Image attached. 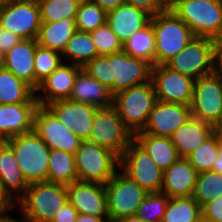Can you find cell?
I'll list each match as a JSON object with an SVG mask.
<instances>
[{
	"label": "cell",
	"instance_id": "cell-44",
	"mask_svg": "<svg viewBox=\"0 0 222 222\" xmlns=\"http://www.w3.org/2000/svg\"><path fill=\"white\" fill-rule=\"evenodd\" d=\"M22 38L0 26V52L4 55Z\"/></svg>",
	"mask_w": 222,
	"mask_h": 222
},
{
	"label": "cell",
	"instance_id": "cell-49",
	"mask_svg": "<svg viewBox=\"0 0 222 222\" xmlns=\"http://www.w3.org/2000/svg\"><path fill=\"white\" fill-rule=\"evenodd\" d=\"M109 220L110 218H100L93 215L78 214L76 222H106Z\"/></svg>",
	"mask_w": 222,
	"mask_h": 222
},
{
	"label": "cell",
	"instance_id": "cell-33",
	"mask_svg": "<svg viewBox=\"0 0 222 222\" xmlns=\"http://www.w3.org/2000/svg\"><path fill=\"white\" fill-rule=\"evenodd\" d=\"M202 216L201 206L189 197L169 198L161 222H198Z\"/></svg>",
	"mask_w": 222,
	"mask_h": 222
},
{
	"label": "cell",
	"instance_id": "cell-46",
	"mask_svg": "<svg viewBox=\"0 0 222 222\" xmlns=\"http://www.w3.org/2000/svg\"><path fill=\"white\" fill-rule=\"evenodd\" d=\"M77 216V210L68 201L51 222H76Z\"/></svg>",
	"mask_w": 222,
	"mask_h": 222
},
{
	"label": "cell",
	"instance_id": "cell-24",
	"mask_svg": "<svg viewBox=\"0 0 222 222\" xmlns=\"http://www.w3.org/2000/svg\"><path fill=\"white\" fill-rule=\"evenodd\" d=\"M151 17L144 10L123 3L116 9L107 12V24L119 40L124 43L136 31L147 26Z\"/></svg>",
	"mask_w": 222,
	"mask_h": 222
},
{
	"label": "cell",
	"instance_id": "cell-11",
	"mask_svg": "<svg viewBox=\"0 0 222 222\" xmlns=\"http://www.w3.org/2000/svg\"><path fill=\"white\" fill-rule=\"evenodd\" d=\"M0 26L22 39H36L41 27L37 0H5L0 12Z\"/></svg>",
	"mask_w": 222,
	"mask_h": 222
},
{
	"label": "cell",
	"instance_id": "cell-40",
	"mask_svg": "<svg viewBox=\"0 0 222 222\" xmlns=\"http://www.w3.org/2000/svg\"><path fill=\"white\" fill-rule=\"evenodd\" d=\"M99 55L116 54L123 51V43L106 23L91 32Z\"/></svg>",
	"mask_w": 222,
	"mask_h": 222
},
{
	"label": "cell",
	"instance_id": "cell-18",
	"mask_svg": "<svg viewBox=\"0 0 222 222\" xmlns=\"http://www.w3.org/2000/svg\"><path fill=\"white\" fill-rule=\"evenodd\" d=\"M69 203L78 214L109 218L104 184L74 181L66 185Z\"/></svg>",
	"mask_w": 222,
	"mask_h": 222
},
{
	"label": "cell",
	"instance_id": "cell-5",
	"mask_svg": "<svg viewBox=\"0 0 222 222\" xmlns=\"http://www.w3.org/2000/svg\"><path fill=\"white\" fill-rule=\"evenodd\" d=\"M195 37H222V0H187L172 10Z\"/></svg>",
	"mask_w": 222,
	"mask_h": 222
},
{
	"label": "cell",
	"instance_id": "cell-42",
	"mask_svg": "<svg viewBox=\"0 0 222 222\" xmlns=\"http://www.w3.org/2000/svg\"><path fill=\"white\" fill-rule=\"evenodd\" d=\"M126 4L144 10L151 16L164 12L167 9L165 0H124Z\"/></svg>",
	"mask_w": 222,
	"mask_h": 222
},
{
	"label": "cell",
	"instance_id": "cell-9",
	"mask_svg": "<svg viewBox=\"0 0 222 222\" xmlns=\"http://www.w3.org/2000/svg\"><path fill=\"white\" fill-rule=\"evenodd\" d=\"M107 210L111 221L135 215L148 192L120 171L105 184Z\"/></svg>",
	"mask_w": 222,
	"mask_h": 222
},
{
	"label": "cell",
	"instance_id": "cell-55",
	"mask_svg": "<svg viewBox=\"0 0 222 222\" xmlns=\"http://www.w3.org/2000/svg\"><path fill=\"white\" fill-rule=\"evenodd\" d=\"M198 222H215V221L206 219L205 217L201 216L200 219L198 220Z\"/></svg>",
	"mask_w": 222,
	"mask_h": 222
},
{
	"label": "cell",
	"instance_id": "cell-51",
	"mask_svg": "<svg viewBox=\"0 0 222 222\" xmlns=\"http://www.w3.org/2000/svg\"><path fill=\"white\" fill-rule=\"evenodd\" d=\"M212 171L219 172L222 174V145L220 144L219 152L215 162L213 163Z\"/></svg>",
	"mask_w": 222,
	"mask_h": 222
},
{
	"label": "cell",
	"instance_id": "cell-21",
	"mask_svg": "<svg viewBox=\"0 0 222 222\" xmlns=\"http://www.w3.org/2000/svg\"><path fill=\"white\" fill-rule=\"evenodd\" d=\"M36 39H21L3 55L2 67L24 81L35 91L34 55Z\"/></svg>",
	"mask_w": 222,
	"mask_h": 222
},
{
	"label": "cell",
	"instance_id": "cell-19",
	"mask_svg": "<svg viewBox=\"0 0 222 222\" xmlns=\"http://www.w3.org/2000/svg\"><path fill=\"white\" fill-rule=\"evenodd\" d=\"M66 62L63 60L57 69L39 83L35 90V98L39 105L46 106L52 101L70 98L76 77L82 67L71 63L66 64ZM40 91L43 94H36Z\"/></svg>",
	"mask_w": 222,
	"mask_h": 222
},
{
	"label": "cell",
	"instance_id": "cell-29",
	"mask_svg": "<svg viewBox=\"0 0 222 222\" xmlns=\"http://www.w3.org/2000/svg\"><path fill=\"white\" fill-rule=\"evenodd\" d=\"M38 103L35 91L13 73L0 67V104Z\"/></svg>",
	"mask_w": 222,
	"mask_h": 222
},
{
	"label": "cell",
	"instance_id": "cell-7",
	"mask_svg": "<svg viewBox=\"0 0 222 222\" xmlns=\"http://www.w3.org/2000/svg\"><path fill=\"white\" fill-rule=\"evenodd\" d=\"M90 141L115 153L119 158L134 140L113 105L98 108L94 115Z\"/></svg>",
	"mask_w": 222,
	"mask_h": 222
},
{
	"label": "cell",
	"instance_id": "cell-13",
	"mask_svg": "<svg viewBox=\"0 0 222 222\" xmlns=\"http://www.w3.org/2000/svg\"><path fill=\"white\" fill-rule=\"evenodd\" d=\"M192 117L214 124L222 115V79L213 73L194 81Z\"/></svg>",
	"mask_w": 222,
	"mask_h": 222
},
{
	"label": "cell",
	"instance_id": "cell-41",
	"mask_svg": "<svg viewBox=\"0 0 222 222\" xmlns=\"http://www.w3.org/2000/svg\"><path fill=\"white\" fill-rule=\"evenodd\" d=\"M82 69L91 77L98 80L103 86L110 90L113 95V79L110 71V54L98 55L87 62Z\"/></svg>",
	"mask_w": 222,
	"mask_h": 222
},
{
	"label": "cell",
	"instance_id": "cell-50",
	"mask_svg": "<svg viewBox=\"0 0 222 222\" xmlns=\"http://www.w3.org/2000/svg\"><path fill=\"white\" fill-rule=\"evenodd\" d=\"M212 127H213V135L216 137L218 142L222 145V115L212 125Z\"/></svg>",
	"mask_w": 222,
	"mask_h": 222
},
{
	"label": "cell",
	"instance_id": "cell-38",
	"mask_svg": "<svg viewBox=\"0 0 222 222\" xmlns=\"http://www.w3.org/2000/svg\"><path fill=\"white\" fill-rule=\"evenodd\" d=\"M61 53L43 47L36 46L34 55V71H35V90L38 88L39 83L49 76L55 69H57L62 61Z\"/></svg>",
	"mask_w": 222,
	"mask_h": 222
},
{
	"label": "cell",
	"instance_id": "cell-54",
	"mask_svg": "<svg viewBox=\"0 0 222 222\" xmlns=\"http://www.w3.org/2000/svg\"><path fill=\"white\" fill-rule=\"evenodd\" d=\"M165 1L167 9L172 11L179 3H182L187 0H165Z\"/></svg>",
	"mask_w": 222,
	"mask_h": 222
},
{
	"label": "cell",
	"instance_id": "cell-22",
	"mask_svg": "<svg viewBox=\"0 0 222 222\" xmlns=\"http://www.w3.org/2000/svg\"><path fill=\"white\" fill-rule=\"evenodd\" d=\"M198 172L184 157L163 171L161 193L169 198L192 196Z\"/></svg>",
	"mask_w": 222,
	"mask_h": 222
},
{
	"label": "cell",
	"instance_id": "cell-39",
	"mask_svg": "<svg viewBox=\"0 0 222 222\" xmlns=\"http://www.w3.org/2000/svg\"><path fill=\"white\" fill-rule=\"evenodd\" d=\"M169 197L164 193H148L135 215L144 222H161Z\"/></svg>",
	"mask_w": 222,
	"mask_h": 222
},
{
	"label": "cell",
	"instance_id": "cell-53",
	"mask_svg": "<svg viewBox=\"0 0 222 222\" xmlns=\"http://www.w3.org/2000/svg\"><path fill=\"white\" fill-rule=\"evenodd\" d=\"M116 222H144V221L139 217H137L136 215H131L128 217L121 218Z\"/></svg>",
	"mask_w": 222,
	"mask_h": 222
},
{
	"label": "cell",
	"instance_id": "cell-23",
	"mask_svg": "<svg viewBox=\"0 0 222 222\" xmlns=\"http://www.w3.org/2000/svg\"><path fill=\"white\" fill-rule=\"evenodd\" d=\"M0 183L6 195L15 204L25 195L29 186L22 175L11 146L6 141H0Z\"/></svg>",
	"mask_w": 222,
	"mask_h": 222
},
{
	"label": "cell",
	"instance_id": "cell-58",
	"mask_svg": "<svg viewBox=\"0 0 222 222\" xmlns=\"http://www.w3.org/2000/svg\"><path fill=\"white\" fill-rule=\"evenodd\" d=\"M74 1L81 3L82 1H85V0H74Z\"/></svg>",
	"mask_w": 222,
	"mask_h": 222
},
{
	"label": "cell",
	"instance_id": "cell-31",
	"mask_svg": "<svg viewBox=\"0 0 222 222\" xmlns=\"http://www.w3.org/2000/svg\"><path fill=\"white\" fill-rule=\"evenodd\" d=\"M98 55L91 33L78 30L69 39L62 52V57H65L67 61L81 67Z\"/></svg>",
	"mask_w": 222,
	"mask_h": 222
},
{
	"label": "cell",
	"instance_id": "cell-36",
	"mask_svg": "<svg viewBox=\"0 0 222 222\" xmlns=\"http://www.w3.org/2000/svg\"><path fill=\"white\" fill-rule=\"evenodd\" d=\"M41 22H56L64 18H76L79 7L74 0H37Z\"/></svg>",
	"mask_w": 222,
	"mask_h": 222
},
{
	"label": "cell",
	"instance_id": "cell-25",
	"mask_svg": "<svg viewBox=\"0 0 222 222\" xmlns=\"http://www.w3.org/2000/svg\"><path fill=\"white\" fill-rule=\"evenodd\" d=\"M213 135L212 124L191 117L170 136L179 157H186Z\"/></svg>",
	"mask_w": 222,
	"mask_h": 222
},
{
	"label": "cell",
	"instance_id": "cell-10",
	"mask_svg": "<svg viewBox=\"0 0 222 222\" xmlns=\"http://www.w3.org/2000/svg\"><path fill=\"white\" fill-rule=\"evenodd\" d=\"M213 45V39L194 37L165 65L193 80L210 75L213 73Z\"/></svg>",
	"mask_w": 222,
	"mask_h": 222
},
{
	"label": "cell",
	"instance_id": "cell-32",
	"mask_svg": "<svg viewBox=\"0 0 222 222\" xmlns=\"http://www.w3.org/2000/svg\"><path fill=\"white\" fill-rule=\"evenodd\" d=\"M123 51L155 66V33L151 23L130 36L123 43Z\"/></svg>",
	"mask_w": 222,
	"mask_h": 222
},
{
	"label": "cell",
	"instance_id": "cell-3",
	"mask_svg": "<svg viewBox=\"0 0 222 222\" xmlns=\"http://www.w3.org/2000/svg\"><path fill=\"white\" fill-rule=\"evenodd\" d=\"M6 142L28 184L47 181L51 149L34 131L14 136Z\"/></svg>",
	"mask_w": 222,
	"mask_h": 222
},
{
	"label": "cell",
	"instance_id": "cell-15",
	"mask_svg": "<svg viewBox=\"0 0 222 222\" xmlns=\"http://www.w3.org/2000/svg\"><path fill=\"white\" fill-rule=\"evenodd\" d=\"M153 65L146 60L129 56L122 51L110 54V71L113 95L151 81Z\"/></svg>",
	"mask_w": 222,
	"mask_h": 222
},
{
	"label": "cell",
	"instance_id": "cell-52",
	"mask_svg": "<svg viewBox=\"0 0 222 222\" xmlns=\"http://www.w3.org/2000/svg\"><path fill=\"white\" fill-rule=\"evenodd\" d=\"M0 222H26L23 217L20 220H17L15 217L13 218L10 214H6L4 216H0Z\"/></svg>",
	"mask_w": 222,
	"mask_h": 222
},
{
	"label": "cell",
	"instance_id": "cell-48",
	"mask_svg": "<svg viewBox=\"0 0 222 222\" xmlns=\"http://www.w3.org/2000/svg\"><path fill=\"white\" fill-rule=\"evenodd\" d=\"M98 4L104 11L109 12L116 9L121 4L125 3L124 0H91Z\"/></svg>",
	"mask_w": 222,
	"mask_h": 222
},
{
	"label": "cell",
	"instance_id": "cell-34",
	"mask_svg": "<svg viewBox=\"0 0 222 222\" xmlns=\"http://www.w3.org/2000/svg\"><path fill=\"white\" fill-rule=\"evenodd\" d=\"M222 195V174L204 171L197 174L193 199L202 207L212 199Z\"/></svg>",
	"mask_w": 222,
	"mask_h": 222
},
{
	"label": "cell",
	"instance_id": "cell-30",
	"mask_svg": "<svg viewBox=\"0 0 222 222\" xmlns=\"http://www.w3.org/2000/svg\"><path fill=\"white\" fill-rule=\"evenodd\" d=\"M78 180L75 155L59 149H51L47 181L68 185Z\"/></svg>",
	"mask_w": 222,
	"mask_h": 222
},
{
	"label": "cell",
	"instance_id": "cell-56",
	"mask_svg": "<svg viewBox=\"0 0 222 222\" xmlns=\"http://www.w3.org/2000/svg\"><path fill=\"white\" fill-rule=\"evenodd\" d=\"M2 62H3V54L0 52V67L2 66Z\"/></svg>",
	"mask_w": 222,
	"mask_h": 222
},
{
	"label": "cell",
	"instance_id": "cell-35",
	"mask_svg": "<svg viewBox=\"0 0 222 222\" xmlns=\"http://www.w3.org/2000/svg\"><path fill=\"white\" fill-rule=\"evenodd\" d=\"M78 31L91 33L107 23V12L91 0L82 1L76 13Z\"/></svg>",
	"mask_w": 222,
	"mask_h": 222
},
{
	"label": "cell",
	"instance_id": "cell-2",
	"mask_svg": "<svg viewBox=\"0 0 222 222\" xmlns=\"http://www.w3.org/2000/svg\"><path fill=\"white\" fill-rule=\"evenodd\" d=\"M150 23L155 33V65H165L195 37L171 10L152 16Z\"/></svg>",
	"mask_w": 222,
	"mask_h": 222
},
{
	"label": "cell",
	"instance_id": "cell-6",
	"mask_svg": "<svg viewBox=\"0 0 222 222\" xmlns=\"http://www.w3.org/2000/svg\"><path fill=\"white\" fill-rule=\"evenodd\" d=\"M78 180L106 184L117 172L120 158L90 140L81 141L75 152Z\"/></svg>",
	"mask_w": 222,
	"mask_h": 222
},
{
	"label": "cell",
	"instance_id": "cell-17",
	"mask_svg": "<svg viewBox=\"0 0 222 222\" xmlns=\"http://www.w3.org/2000/svg\"><path fill=\"white\" fill-rule=\"evenodd\" d=\"M54 115L82 141L89 140L98 107L74 102L70 99L56 100L46 105Z\"/></svg>",
	"mask_w": 222,
	"mask_h": 222
},
{
	"label": "cell",
	"instance_id": "cell-43",
	"mask_svg": "<svg viewBox=\"0 0 222 222\" xmlns=\"http://www.w3.org/2000/svg\"><path fill=\"white\" fill-rule=\"evenodd\" d=\"M201 210L206 219L222 222V195L204 204Z\"/></svg>",
	"mask_w": 222,
	"mask_h": 222
},
{
	"label": "cell",
	"instance_id": "cell-45",
	"mask_svg": "<svg viewBox=\"0 0 222 222\" xmlns=\"http://www.w3.org/2000/svg\"><path fill=\"white\" fill-rule=\"evenodd\" d=\"M213 74L222 79V37L214 39Z\"/></svg>",
	"mask_w": 222,
	"mask_h": 222
},
{
	"label": "cell",
	"instance_id": "cell-20",
	"mask_svg": "<svg viewBox=\"0 0 222 222\" xmlns=\"http://www.w3.org/2000/svg\"><path fill=\"white\" fill-rule=\"evenodd\" d=\"M38 103L0 104V141L33 131Z\"/></svg>",
	"mask_w": 222,
	"mask_h": 222
},
{
	"label": "cell",
	"instance_id": "cell-27",
	"mask_svg": "<svg viewBox=\"0 0 222 222\" xmlns=\"http://www.w3.org/2000/svg\"><path fill=\"white\" fill-rule=\"evenodd\" d=\"M77 31L75 18H64L56 22H41L37 43L62 54L67 42Z\"/></svg>",
	"mask_w": 222,
	"mask_h": 222
},
{
	"label": "cell",
	"instance_id": "cell-28",
	"mask_svg": "<svg viewBox=\"0 0 222 222\" xmlns=\"http://www.w3.org/2000/svg\"><path fill=\"white\" fill-rule=\"evenodd\" d=\"M134 139L147 151L163 171L168 169L179 158L170 137L135 134Z\"/></svg>",
	"mask_w": 222,
	"mask_h": 222
},
{
	"label": "cell",
	"instance_id": "cell-12",
	"mask_svg": "<svg viewBox=\"0 0 222 222\" xmlns=\"http://www.w3.org/2000/svg\"><path fill=\"white\" fill-rule=\"evenodd\" d=\"M33 131L50 149H59L70 154H75L82 141L44 105L36 108Z\"/></svg>",
	"mask_w": 222,
	"mask_h": 222
},
{
	"label": "cell",
	"instance_id": "cell-1",
	"mask_svg": "<svg viewBox=\"0 0 222 222\" xmlns=\"http://www.w3.org/2000/svg\"><path fill=\"white\" fill-rule=\"evenodd\" d=\"M67 202L66 185L43 181L29 184L16 205L26 222H51Z\"/></svg>",
	"mask_w": 222,
	"mask_h": 222
},
{
	"label": "cell",
	"instance_id": "cell-14",
	"mask_svg": "<svg viewBox=\"0 0 222 222\" xmlns=\"http://www.w3.org/2000/svg\"><path fill=\"white\" fill-rule=\"evenodd\" d=\"M151 81L157 100L191 105L195 80L171 70L166 65H155L152 68Z\"/></svg>",
	"mask_w": 222,
	"mask_h": 222
},
{
	"label": "cell",
	"instance_id": "cell-26",
	"mask_svg": "<svg viewBox=\"0 0 222 222\" xmlns=\"http://www.w3.org/2000/svg\"><path fill=\"white\" fill-rule=\"evenodd\" d=\"M69 99L74 102L87 103L98 108L113 105V95L110 90L98 80L89 76L83 69L76 77Z\"/></svg>",
	"mask_w": 222,
	"mask_h": 222
},
{
	"label": "cell",
	"instance_id": "cell-47",
	"mask_svg": "<svg viewBox=\"0 0 222 222\" xmlns=\"http://www.w3.org/2000/svg\"><path fill=\"white\" fill-rule=\"evenodd\" d=\"M13 208H16V204L6 195L0 183V216L8 214Z\"/></svg>",
	"mask_w": 222,
	"mask_h": 222
},
{
	"label": "cell",
	"instance_id": "cell-57",
	"mask_svg": "<svg viewBox=\"0 0 222 222\" xmlns=\"http://www.w3.org/2000/svg\"><path fill=\"white\" fill-rule=\"evenodd\" d=\"M3 3H4V1L0 0V12H1V9H2Z\"/></svg>",
	"mask_w": 222,
	"mask_h": 222
},
{
	"label": "cell",
	"instance_id": "cell-16",
	"mask_svg": "<svg viewBox=\"0 0 222 222\" xmlns=\"http://www.w3.org/2000/svg\"><path fill=\"white\" fill-rule=\"evenodd\" d=\"M191 117L190 105L157 100L149 113L146 126L136 134L170 137L178 127L186 123Z\"/></svg>",
	"mask_w": 222,
	"mask_h": 222
},
{
	"label": "cell",
	"instance_id": "cell-8",
	"mask_svg": "<svg viewBox=\"0 0 222 222\" xmlns=\"http://www.w3.org/2000/svg\"><path fill=\"white\" fill-rule=\"evenodd\" d=\"M119 169L148 193L161 192L163 170L135 139L120 156Z\"/></svg>",
	"mask_w": 222,
	"mask_h": 222
},
{
	"label": "cell",
	"instance_id": "cell-37",
	"mask_svg": "<svg viewBox=\"0 0 222 222\" xmlns=\"http://www.w3.org/2000/svg\"><path fill=\"white\" fill-rule=\"evenodd\" d=\"M220 143L214 135L201 143L194 151L185 158L196 169L198 173L211 171L215 162Z\"/></svg>",
	"mask_w": 222,
	"mask_h": 222
},
{
	"label": "cell",
	"instance_id": "cell-4",
	"mask_svg": "<svg viewBox=\"0 0 222 222\" xmlns=\"http://www.w3.org/2000/svg\"><path fill=\"white\" fill-rule=\"evenodd\" d=\"M156 101L157 97L152 81L113 95V106L133 135L144 129Z\"/></svg>",
	"mask_w": 222,
	"mask_h": 222
}]
</instances>
